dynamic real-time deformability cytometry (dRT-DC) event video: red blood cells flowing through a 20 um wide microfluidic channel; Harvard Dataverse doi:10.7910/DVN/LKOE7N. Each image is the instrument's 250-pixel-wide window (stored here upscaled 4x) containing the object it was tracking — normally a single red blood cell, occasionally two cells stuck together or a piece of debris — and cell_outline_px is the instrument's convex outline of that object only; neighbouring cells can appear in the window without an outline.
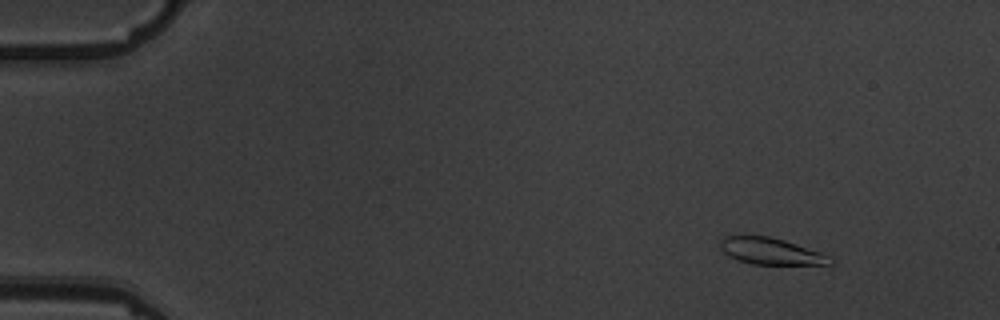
{"species": "common noctule bat (a hibernating species)", "species_latin": "Nyctalus noctula", "temperature_condition": "warm", "stored_images_in_passage": 5, "camera_frame_rate_fps": 3000, "um_per_image_px": 0.085, "animal": {"sex": "male", "body_mass_g": 19.5, "forearm_length_mm": 54.6}, "frame": {"image": 1, "passage_image": 2, "time_ms": 1.333, "image_size_px": [1000, 320], "cell_outline_px": [[832, 264], [752, 264], [728, 256], [720, 248], [720, 240], [724, 236], [768, 236], [784, 240], [832, 256]], "centroid_in_image_um": [65.51, 21.35], "position_along_channel_um": 19.5, "area_um2": 16.82}}